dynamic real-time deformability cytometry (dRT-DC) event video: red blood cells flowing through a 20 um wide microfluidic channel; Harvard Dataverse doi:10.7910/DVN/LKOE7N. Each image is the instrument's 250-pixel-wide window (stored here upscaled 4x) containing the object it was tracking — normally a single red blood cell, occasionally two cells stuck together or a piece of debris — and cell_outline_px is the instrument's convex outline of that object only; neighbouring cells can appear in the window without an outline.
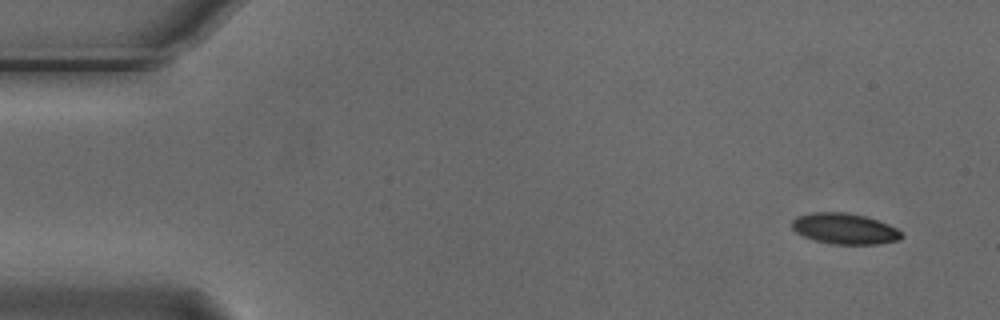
{"species": "Egyptian fruit bat (a non-hibernating species)", "species_latin": "Rousettus aegyptiacus", "temperature_condition": "cold", "stored_images_in_passage": 4, "camera_frame_rate_fps": 3000, "um_per_image_px": 0.085, "animal": {"sex": "male"}, "frame": {"image": 1, "passage_image": 1, "time_ms": 0.0, "image_size_px": [1000, 320], "cell_outline_px": [[904, 236], [900, 240], [880, 244], [828, 244], [804, 236], [796, 232], [792, 228], [792, 220], [796, 216], [812, 212], [848, 212], [864, 216], [888, 224], [896, 228]], "centroid_in_image_um": [71.79, 19.44], "position_along_channel_um": 13.2, "area_um2": 19.77}}